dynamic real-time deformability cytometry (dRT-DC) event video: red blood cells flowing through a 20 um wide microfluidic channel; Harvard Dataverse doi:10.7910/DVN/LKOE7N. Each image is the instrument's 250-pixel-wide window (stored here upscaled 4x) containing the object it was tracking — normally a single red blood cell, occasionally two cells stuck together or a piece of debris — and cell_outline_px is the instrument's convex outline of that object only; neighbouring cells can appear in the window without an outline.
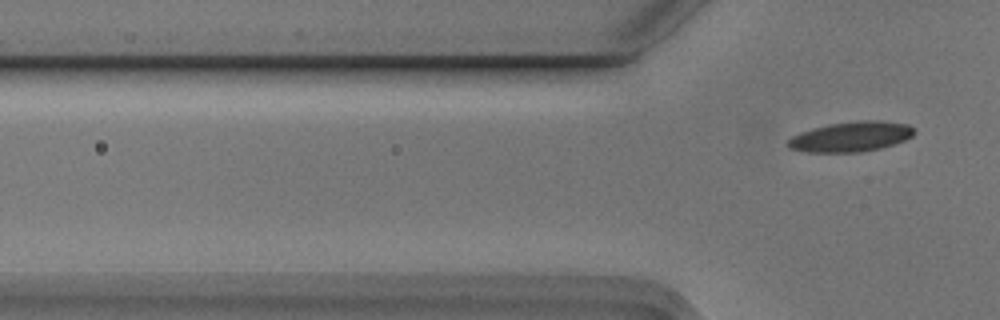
{"species": "Egyptian fruit bat (a non-hibernating species)", "species_latin": "Rousettus aegyptiacus", "temperature_condition": "cold", "stored_images_in_passage": 4, "camera_frame_rate_fps": 3000, "um_per_image_px": 0.085, "animal": {"sex": "male"}, "frame": {"image": 1, "passage_image": 4, "time_ms": 1.0, "image_size_px": [1000, 320], "cell_outline_px": [[916, 132], [912, 136], [904, 140], [880, 148], [860, 152], [808, 152], [788, 148], [788, 140], [792, 136], [800, 132], [812, 128], [828, 124], [860, 120], [880, 120], [908, 124]], "centroid_in_image_um": [72.32, 11.61], "position_along_channel_um": 53.5, "area_um2": 22.08}}